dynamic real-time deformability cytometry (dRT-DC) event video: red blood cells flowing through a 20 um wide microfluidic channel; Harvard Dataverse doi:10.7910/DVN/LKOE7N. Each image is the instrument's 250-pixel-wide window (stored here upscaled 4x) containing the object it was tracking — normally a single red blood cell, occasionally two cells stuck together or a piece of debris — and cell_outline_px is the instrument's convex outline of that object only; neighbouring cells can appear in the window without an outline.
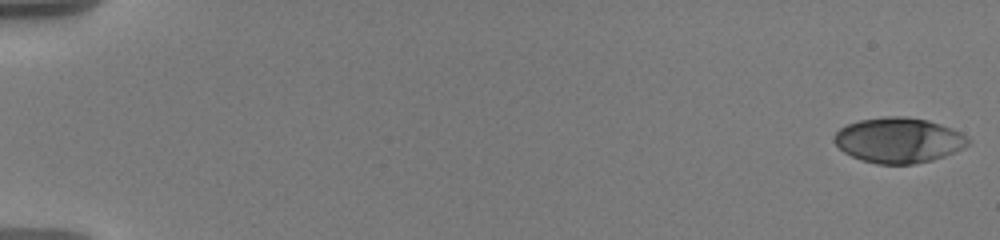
{"species": "human", "species_latin": "Homo sapiens", "temperature_condition": "warm", "stored_images_in_passage": 35, "camera_frame_rate_fps": 3000, "um_per_image_px": 0.085, "donor": {"sex": "male"}, "frame": {"image": 1, "passage_image": 1, "time_ms": 0.0, "image_size_px": [1000, 240], "cell_outline_px": [[972, 140], [964, 148], [944, 156], [932, 160], [916, 164], [876, 164], [860, 160], [844, 152], [832, 140], [832, 136], [840, 128], [848, 124], [860, 120], [884, 116], [904, 116], [928, 120], [952, 128], [968, 136]], "centroid_in_image_um": [76.39, 11.92], "position_along_channel_um": 8.6, "area_um2": 35.6}}
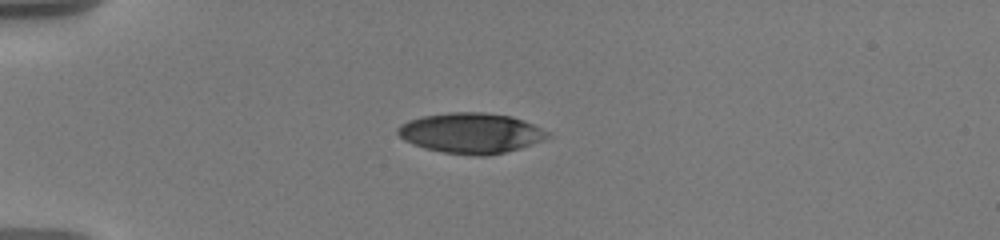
{"frame": {"image": 2, "passage_image": 28, "time_ms": 5.0, "image_size_px": [1000, 240], "cell_outline_px": [[552, 136], [544, 140], [520, 148], [488, 156], [472, 156], [444, 152], [424, 148], [412, 144], [404, 140], [396, 132], [396, 128], [400, 124], [408, 120], [424, 116], [448, 112], [484, 112], [512, 116], [524, 120], [548, 132]], "centroid_in_image_um": [40.02, 11.31], "position_along_channel_um": 45.0, "area_um2": 35.43}}